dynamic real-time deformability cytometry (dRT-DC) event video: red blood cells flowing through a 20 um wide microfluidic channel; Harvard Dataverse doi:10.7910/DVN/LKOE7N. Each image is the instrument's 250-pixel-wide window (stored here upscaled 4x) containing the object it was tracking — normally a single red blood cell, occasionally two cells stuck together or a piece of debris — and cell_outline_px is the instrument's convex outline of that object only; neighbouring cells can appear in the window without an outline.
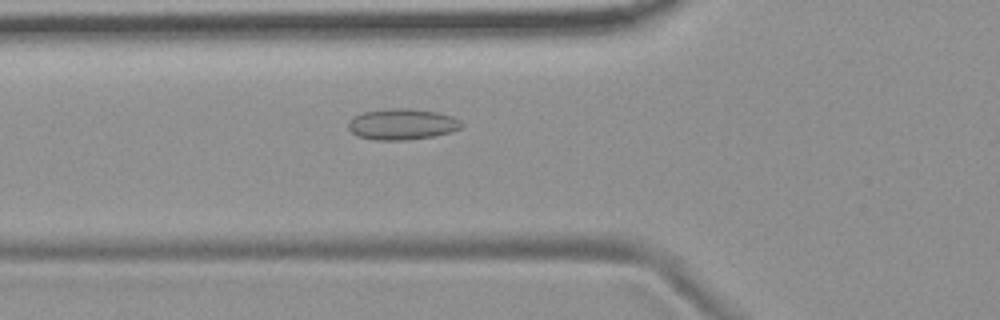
{"species": "common noctule bat (a hibernating species)", "species_latin": "Nyctalus noctula", "temperature_condition": "room temperature", "stored_images_in_passage": 55, "camera_frame_rate_fps": 3000, "um_per_image_px": 0.085, "animal": {"sex": "female", "body_mass_g": 19.9}, "frame": {"image": 1, "passage_image": 20, "time_ms": 6.333, "image_size_px": [1000, 320], "cell_outline_px": [[464, 124], [460, 128], [452, 132], [432, 136], [408, 140], [376, 140], [360, 136], [352, 132], [348, 128], [348, 124], [352, 116], [364, 112], [388, 108], [408, 108], [436, 112], [452, 116], [460, 120]], "centroid_in_image_um": [34.19, 10.55], "position_along_channel_um": 91.6, "area_um2": 20.46}}
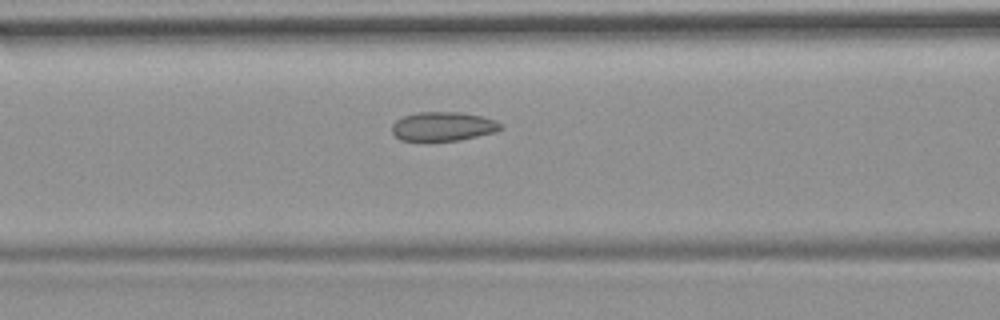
{"frame": {"image": 2, "passage_image": 23, "time_ms": 7.333, "image_size_px": [1000, 320], "cell_outline_px": [[504, 128], [496, 132], [460, 140], [400, 140], [392, 132], [392, 124], [396, 120], [404, 116], [416, 112], [460, 112], [480, 116], [496, 120], [504, 124]], "centroid_in_image_um": [37.7, 10.73], "position_along_channel_um": 128.9, "area_um2": 18.44}}
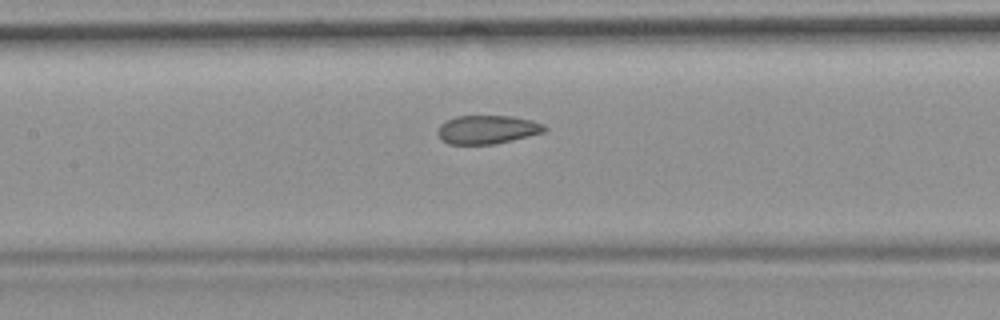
{"frame": {"image": 3, "passage_image": 26, "time_ms": 8.333, "image_size_px": [1000, 320], "cell_outline_px": [[548, 128], [544, 132], [512, 140], [492, 144], [448, 144], [440, 136], [440, 124], [456, 116], [512, 116], [532, 120], [544, 124]], "centroid_in_image_um": [41.48, 11.0], "position_along_channel_um": 165.9, "area_um2": 17.51}, "authors_computed_cell_mechanics": {"area_um2": 19.1318, "velocity_mm_per_s": 3.7078, "shape_relaxation_time_tau1_ms": null, "shape_relaxation_time_tau2_ms": 1.0197, "deformation_change_tau1": null, "deformation_change_tau2": 0.0758}}